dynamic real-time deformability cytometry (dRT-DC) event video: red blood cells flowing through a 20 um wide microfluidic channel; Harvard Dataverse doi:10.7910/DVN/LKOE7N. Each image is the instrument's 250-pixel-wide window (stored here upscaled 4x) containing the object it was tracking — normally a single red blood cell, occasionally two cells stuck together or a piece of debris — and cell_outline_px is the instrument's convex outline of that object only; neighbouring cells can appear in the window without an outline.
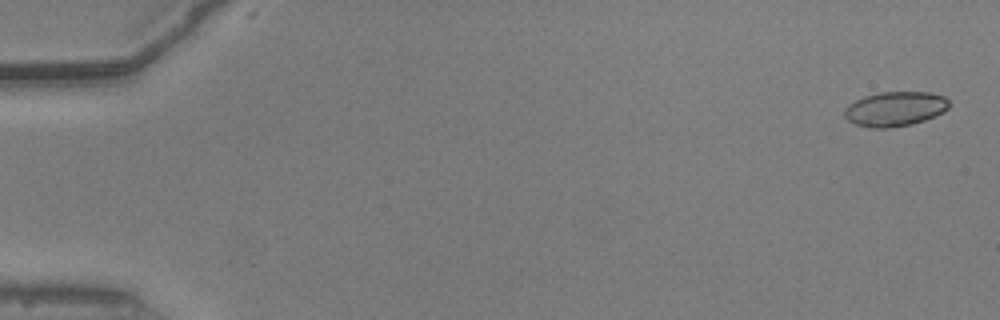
{"species": "common noctule bat (a hibernating species)", "species_latin": "Nyctalus noctula", "temperature_condition": "warm", "stored_images_in_passage": 52, "camera_frame_rate_fps": 3000, "um_per_image_px": 0.085, "animal": {"sex": "male", "body_mass_g": 20.5, "forearm_length_mm": 52.5}, "frame": {"image": 1, "passage_image": 2, "time_ms": 0.333, "image_size_px": [1000, 320], "cell_outline_px": [[948, 108], [944, 112], [924, 120], [912, 124], [888, 128], [868, 128], [856, 124], [848, 120], [844, 116], [844, 108], [848, 104], [864, 96], [880, 92], [932, 92], [944, 96], [948, 100]], "centroid_in_image_um": [76.06, 9.25], "position_along_channel_um": 8.9, "area_um2": 21.21}}
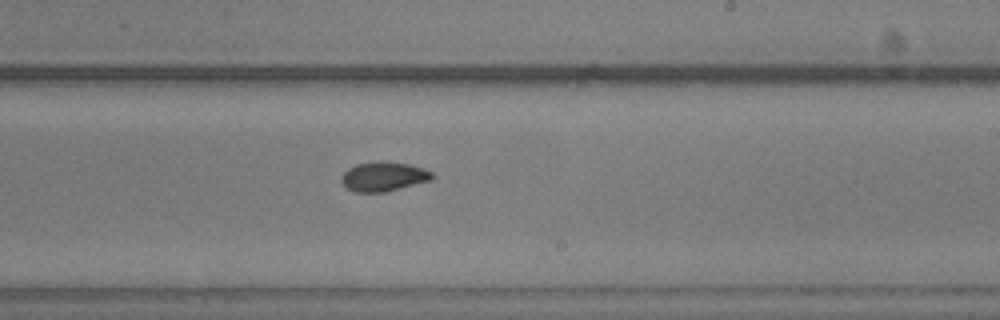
{"frame": {"image": 2, "passage_image": 32, "time_ms": 10.333, "image_size_px": [1000, 320], "cell_outline_px": [[436, 176], [432, 180], [384, 192], [356, 192], [348, 188], [340, 180], [340, 176], [348, 168], [356, 164], [380, 160], [408, 164], [424, 168], [432, 172]], "centroid_in_image_um": [32.62, 14.99], "position_along_channel_um": 256.4, "area_um2": 15.66}}
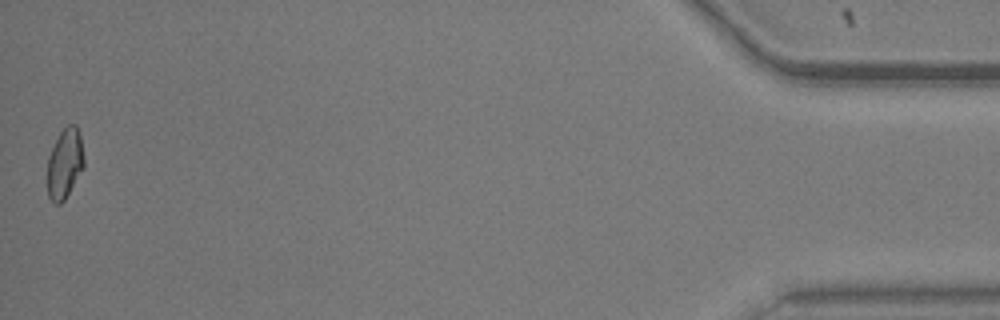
{"frame": {"image": 3, "passage_image": 52, "time_ms": 17.0, "image_size_px": [1000, 320], "cell_outline_px": [[84, 168], [64, 200], [60, 204], [56, 204], [48, 196], [48, 156], [60, 132], [68, 124], [76, 124], [80, 136], [84, 160]], "centroid_in_image_um": [5.51, 13.89], "position_along_channel_um": 429.7, "area_um2": 14.8}, "authors_computed_cell_mechanics": {"area_um2": 18.1492, "velocity_mm_per_s": 3.9248, "shape_relaxation_time_tau1_ms": 3.2776, "shape_relaxation_time_tau2_ms": 0.5914, "deformation_change_tau1": 0.1388, "deformation_change_tau2": 0.0439}}